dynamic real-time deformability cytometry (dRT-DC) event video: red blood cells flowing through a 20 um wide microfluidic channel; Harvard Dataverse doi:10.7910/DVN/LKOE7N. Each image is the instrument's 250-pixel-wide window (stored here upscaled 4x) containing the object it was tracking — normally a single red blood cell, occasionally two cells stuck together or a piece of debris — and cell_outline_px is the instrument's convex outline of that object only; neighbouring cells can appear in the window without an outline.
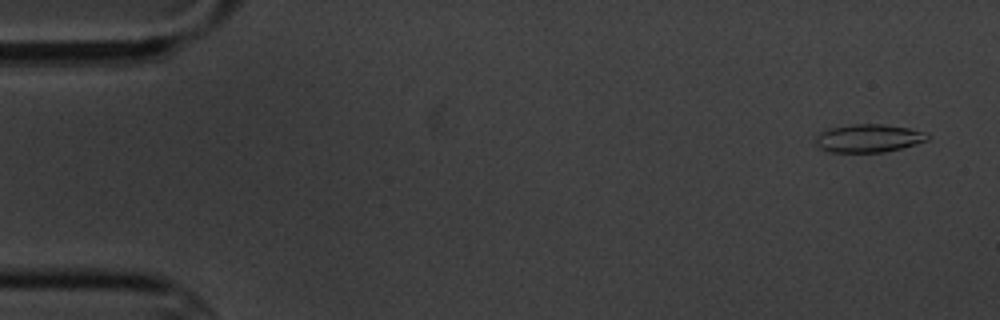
{"species": "common noctule bat (a hibernating species)", "species_latin": "Nyctalus noctula", "temperature_condition": "cold", "stored_images_in_passage": 4, "camera_frame_rate_fps": 3000, "um_per_image_px": 0.085, "animal": {"sex": "male", "body_mass_g": 20.1, "forearm_length_mm": 53.5}, "frame": {"image": 1, "passage_image": 1, "time_ms": 0.0, "image_size_px": [1000, 320], "cell_outline_px": [[928, 140], [900, 148], [884, 152], [828, 152], [820, 148], [816, 144], [816, 136], [820, 132], [828, 128], [852, 124], [880, 124], [908, 128], [928, 132]], "centroid_in_image_um": [73.8, 11.75], "position_along_channel_um": 11.2, "area_um2": 18.26}}